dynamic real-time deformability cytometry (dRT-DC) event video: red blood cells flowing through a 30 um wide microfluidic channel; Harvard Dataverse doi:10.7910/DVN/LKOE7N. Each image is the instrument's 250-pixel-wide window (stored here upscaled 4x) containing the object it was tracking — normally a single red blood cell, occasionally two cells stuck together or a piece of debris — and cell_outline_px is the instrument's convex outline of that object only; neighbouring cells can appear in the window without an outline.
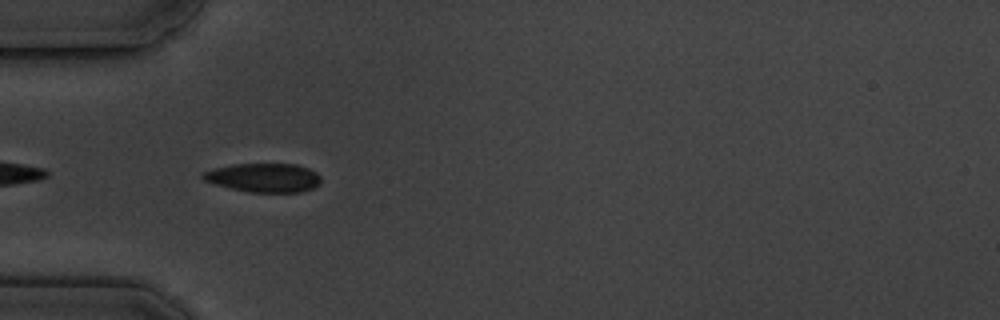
{"species": "common noctule bat (a hibernating species)", "species_latin": "Nyctalus noctula", "temperature_condition": "cold", "stored_images_in_passage": 5, "camera_frame_rate_fps": 3000, "um_per_image_px": 0.085, "animal": {"sex": "male", "body_mass_g": 19.5, "forearm_length_mm": 54.6}, "frame": {"image": 1, "passage_image": 4, "time_ms": 3.333, "image_size_px": [1000, 320], "cell_outline_px": [[320, 184], [312, 188], [300, 192], [252, 192], [232, 188], [216, 184], [204, 180], [200, 176], [204, 172], [216, 168], [232, 164], [296, 164], [308, 168], [316, 172], [320, 176]], "centroid_in_image_um": [22.45, 15.1], "position_along_channel_um": 62.6, "area_um2": 19.65}}